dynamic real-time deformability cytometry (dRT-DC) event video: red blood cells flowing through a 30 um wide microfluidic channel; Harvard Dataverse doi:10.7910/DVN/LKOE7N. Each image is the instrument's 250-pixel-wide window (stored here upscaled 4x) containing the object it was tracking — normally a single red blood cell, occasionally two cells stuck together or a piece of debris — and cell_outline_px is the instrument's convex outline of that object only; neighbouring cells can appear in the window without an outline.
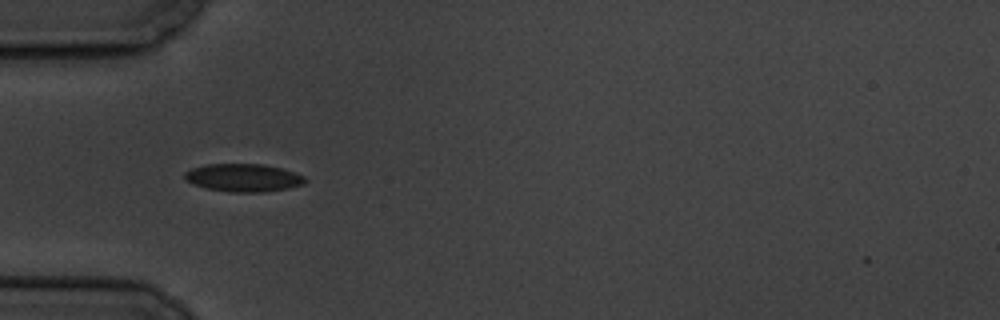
{"species": "common noctule bat (a hibernating species)", "species_latin": "Nyctalus noctula", "temperature_condition": "cold", "stored_images_in_passage": 2, "camera_frame_rate_fps": 3000, "um_per_image_px": 0.085, "animal": {"sex": "male", "body_mass_g": 19.5, "forearm_length_mm": 54.6}, "frame": {"image": 1, "passage_image": 1, "time_ms": 0.0, "image_size_px": [1000, 320], "cell_outline_px": [[308, 180], [304, 184], [288, 188], [264, 192], [228, 192], [208, 188], [192, 184], [184, 176], [184, 172], [192, 168], [208, 164], [264, 164], [280, 168], [304, 176]], "centroid_in_image_um": [20.7, 15.11], "position_along_channel_um": 64.3, "area_um2": 19.48}}
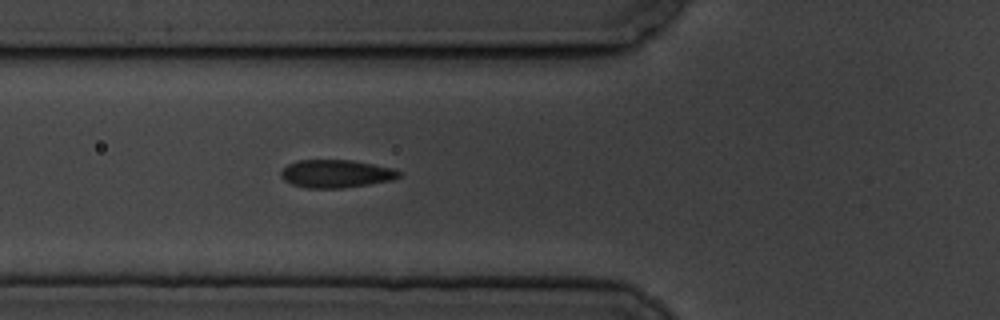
{"frame": {"image": 2, "passage_image": 2, "time_ms": 1.0, "image_size_px": [1000, 320], "cell_outline_px": [[404, 172], [400, 176], [392, 180], [344, 188], [308, 188], [292, 184], [284, 180], [280, 176], [280, 172], [288, 164], [300, 160], [352, 160], [392, 168]], "centroid_in_image_um": [28.58, 14.77], "position_along_channel_um": 97.2, "area_um2": 19.19}}